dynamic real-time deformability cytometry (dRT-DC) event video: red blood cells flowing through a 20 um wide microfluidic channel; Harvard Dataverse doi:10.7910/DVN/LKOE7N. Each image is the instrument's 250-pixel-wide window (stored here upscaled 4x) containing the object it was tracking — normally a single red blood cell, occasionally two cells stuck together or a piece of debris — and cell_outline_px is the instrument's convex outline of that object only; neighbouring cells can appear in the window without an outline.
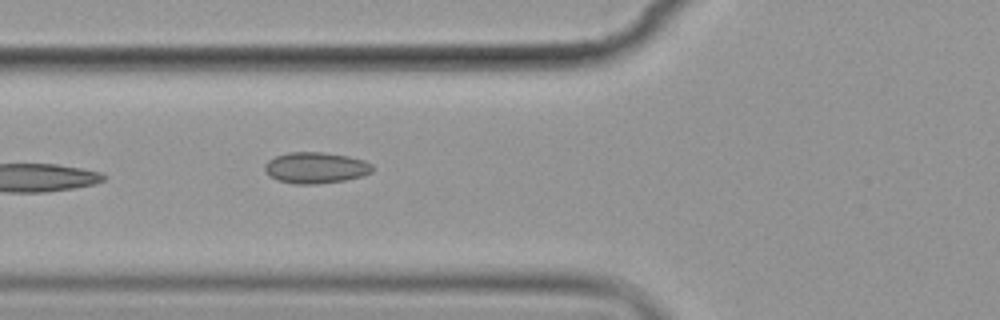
{"species": "common noctule bat (a hibernating species)", "species_latin": "Nyctalus noctula", "temperature_condition": "cold", "stored_images_in_passage": 2, "camera_frame_rate_fps": 3000, "um_per_image_px": 0.085, "animal": {"sex": "female", "body_mass_g": 19.9}, "frame": {"image": 1, "passage_image": 2, "time_ms": 1.0, "image_size_px": [1000, 320], "cell_outline_px": [[372, 172], [360, 176], [344, 180], [316, 184], [296, 184], [280, 180], [272, 176], [264, 168], [264, 164], [268, 160], [276, 156], [288, 152], [324, 152], [348, 156], [364, 160], [372, 164]], "centroid_in_image_um": [26.85, 14.24], "position_along_channel_um": 99.0, "area_um2": 19.31}}